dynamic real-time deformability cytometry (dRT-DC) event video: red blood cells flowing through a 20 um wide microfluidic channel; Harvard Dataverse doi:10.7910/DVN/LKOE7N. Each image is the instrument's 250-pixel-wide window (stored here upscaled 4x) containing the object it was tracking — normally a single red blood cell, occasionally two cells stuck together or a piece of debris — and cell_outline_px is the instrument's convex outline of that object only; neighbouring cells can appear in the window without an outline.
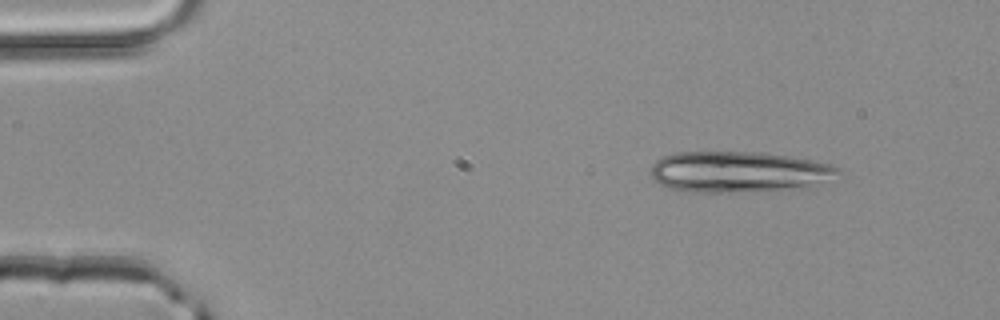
{"species": "common noctule bat (a hibernating species)", "species_latin": "Nyctalus noctula", "temperature_condition": "room temperature", "stored_images_in_passage": 4, "segment_of_instrument_passage": [1, 2], "camera_frame_rate_fps": 3000, "um_per_image_px": 0.085, "animal": {"sex": "male", "body_mass_g": 20.4}, "frame": {"image": 1, "passage_image": 1, "time_ms": 0.0, "image_size_px": [1000, 320], "cell_outline_px": [[840, 172], [816, 188], [736, 192], [692, 192], [672, 188], [660, 184], [652, 176], [652, 164], [656, 160], [664, 156], [676, 152], [760, 152], [788, 156], [812, 160], [832, 164]], "centroid_in_image_um": [62.85, 14.62], "position_along_channel_um": 22.2, "area_um2": 44.97}}